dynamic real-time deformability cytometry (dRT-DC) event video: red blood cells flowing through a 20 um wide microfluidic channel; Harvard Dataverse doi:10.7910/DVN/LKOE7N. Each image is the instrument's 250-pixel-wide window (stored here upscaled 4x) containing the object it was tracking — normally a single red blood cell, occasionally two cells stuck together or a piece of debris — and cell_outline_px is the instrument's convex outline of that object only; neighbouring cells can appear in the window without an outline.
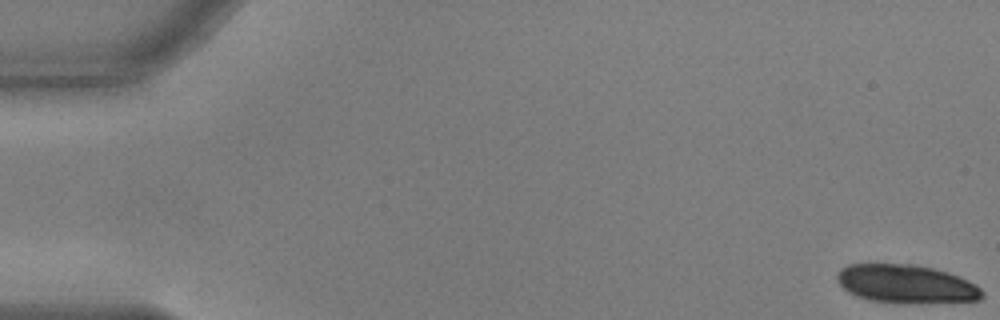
{"species": "common noctule bat (a hibernating species)", "species_latin": "Nyctalus noctula", "temperature_condition": "warm", "stored_images_in_passage": 56, "camera_frame_rate_fps": 3000, "um_per_image_px": 0.085, "animal": {"sex": "male", "body_mass_g": 17.9, "forearm_length_mm": 54.2}, "frame": {"image": 1, "passage_image": 1, "time_ms": 0.0, "image_size_px": [1000, 320], "cell_outline_px": [[984, 296], [980, 300], [920, 304], [896, 304], [872, 300], [856, 296], [848, 292], [836, 280], [836, 276], [840, 268], [848, 264], [916, 264], [948, 272], [968, 280], [976, 284], [984, 292]], "centroid_in_image_um": [77.04, 24.15], "position_along_channel_um": 8.0, "area_um2": 33.12}}
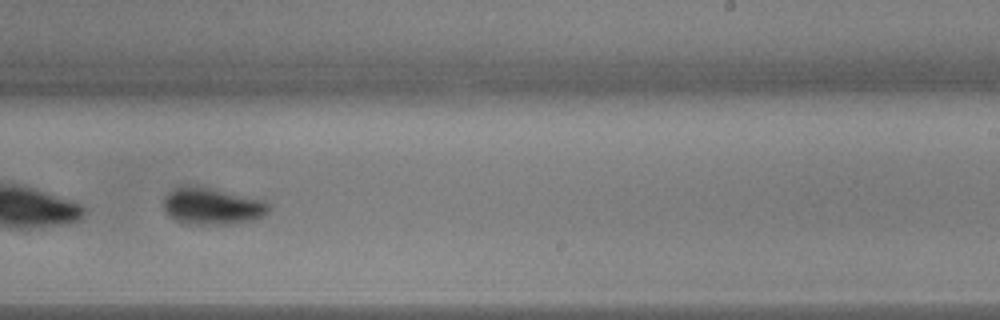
{"frame": {"image": 2, "passage_image": 35, "time_ms": 11.333, "image_size_px": [1000, 320], "cell_outline_px": [[268, 212], [264, 216], [252, 220], [232, 224], [188, 224], [176, 220], [164, 208], [164, 196], [172, 188], [208, 188], [264, 200], [268, 204]], "centroid_in_image_um": [18.06, 17.56], "position_along_channel_um": 270.9, "area_um2": 21.85}}
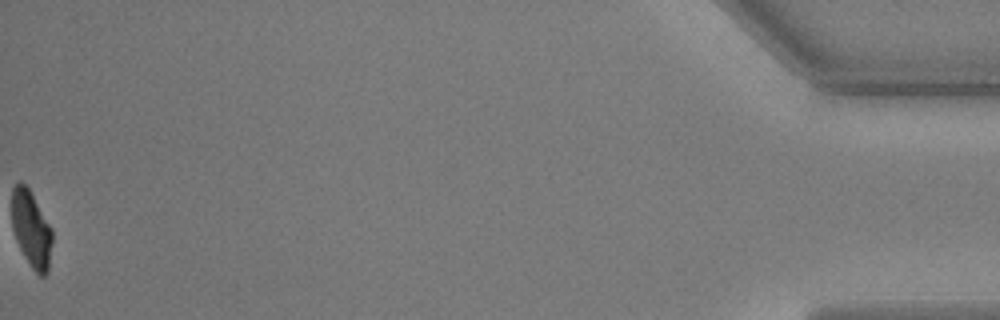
{"frame": {"image": 3, "passage_image": 56, "time_ms": 18.333, "image_size_px": [1000, 320], "cell_outline_px": [[52, 240], [48, 272], [44, 276], [40, 276], [32, 268], [24, 256], [16, 240], [12, 228], [12, 188], [20, 180], [28, 188], [52, 228]], "centroid_in_image_um": [2.66, 19.48], "position_along_channel_um": 432.5, "area_um2": 17.92}, "authors_computed_cell_mechanics": {"area_um2": 22.3686, "velocity_mm_per_s": 3.6752, "shape_relaxation_time_tau1_ms": 2.4889, "shape_relaxation_time_tau2_ms": null, "deformation_change_tau1": 0.1488, "deformation_change_tau2": null}}